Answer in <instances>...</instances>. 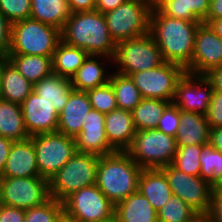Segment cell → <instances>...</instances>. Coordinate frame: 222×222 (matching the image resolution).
Instances as JSON below:
<instances>
[{
	"instance_id": "ffe728a7",
	"label": "cell",
	"mask_w": 222,
	"mask_h": 222,
	"mask_svg": "<svg viewBox=\"0 0 222 222\" xmlns=\"http://www.w3.org/2000/svg\"><path fill=\"white\" fill-rule=\"evenodd\" d=\"M105 131L108 143L115 151H126L136 134L132 112L116 108L105 114Z\"/></svg>"
},
{
	"instance_id": "ba28073f",
	"label": "cell",
	"mask_w": 222,
	"mask_h": 222,
	"mask_svg": "<svg viewBox=\"0 0 222 222\" xmlns=\"http://www.w3.org/2000/svg\"><path fill=\"white\" fill-rule=\"evenodd\" d=\"M112 60L119 65L117 73L128 76L164 63L161 51L149 32L116 43Z\"/></svg>"
},
{
	"instance_id": "2e32d148",
	"label": "cell",
	"mask_w": 222,
	"mask_h": 222,
	"mask_svg": "<svg viewBox=\"0 0 222 222\" xmlns=\"http://www.w3.org/2000/svg\"><path fill=\"white\" fill-rule=\"evenodd\" d=\"M26 130L30 137L57 132L59 112L34 91L21 104Z\"/></svg>"
},
{
	"instance_id": "9c48e42d",
	"label": "cell",
	"mask_w": 222,
	"mask_h": 222,
	"mask_svg": "<svg viewBox=\"0 0 222 222\" xmlns=\"http://www.w3.org/2000/svg\"><path fill=\"white\" fill-rule=\"evenodd\" d=\"M36 151L40 177L52 178L76 153V140L60 132L37 134L31 137Z\"/></svg>"
},
{
	"instance_id": "5bb4252c",
	"label": "cell",
	"mask_w": 222,
	"mask_h": 222,
	"mask_svg": "<svg viewBox=\"0 0 222 222\" xmlns=\"http://www.w3.org/2000/svg\"><path fill=\"white\" fill-rule=\"evenodd\" d=\"M213 92L203 75L185 73L176 85L172 103L182 111L205 115Z\"/></svg>"
},
{
	"instance_id": "ab89813d",
	"label": "cell",
	"mask_w": 222,
	"mask_h": 222,
	"mask_svg": "<svg viewBox=\"0 0 222 222\" xmlns=\"http://www.w3.org/2000/svg\"><path fill=\"white\" fill-rule=\"evenodd\" d=\"M180 126V109L170 103L159 119L157 129L163 133L176 137Z\"/></svg>"
},
{
	"instance_id": "60d3db41",
	"label": "cell",
	"mask_w": 222,
	"mask_h": 222,
	"mask_svg": "<svg viewBox=\"0 0 222 222\" xmlns=\"http://www.w3.org/2000/svg\"><path fill=\"white\" fill-rule=\"evenodd\" d=\"M210 128L222 126V92L214 91L205 114Z\"/></svg>"
},
{
	"instance_id": "7402d4cb",
	"label": "cell",
	"mask_w": 222,
	"mask_h": 222,
	"mask_svg": "<svg viewBox=\"0 0 222 222\" xmlns=\"http://www.w3.org/2000/svg\"><path fill=\"white\" fill-rule=\"evenodd\" d=\"M138 191L147 198L156 211H159L173 195L167 177L160 168L143 169Z\"/></svg>"
},
{
	"instance_id": "e575fe53",
	"label": "cell",
	"mask_w": 222,
	"mask_h": 222,
	"mask_svg": "<svg viewBox=\"0 0 222 222\" xmlns=\"http://www.w3.org/2000/svg\"><path fill=\"white\" fill-rule=\"evenodd\" d=\"M158 222H194L200 215L178 196L171 198L159 209Z\"/></svg>"
},
{
	"instance_id": "7bdbcfd3",
	"label": "cell",
	"mask_w": 222,
	"mask_h": 222,
	"mask_svg": "<svg viewBox=\"0 0 222 222\" xmlns=\"http://www.w3.org/2000/svg\"><path fill=\"white\" fill-rule=\"evenodd\" d=\"M206 217L211 222H222V187H214L211 208Z\"/></svg>"
},
{
	"instance_id": "d6986e66",
	"label": "cell",
	"mask_w": 222,
	"mask_h": 222,
	"mask_svg": "<svg viewBox=\"0 0 222 222\" xmlns=\"http://www.w3.org/2000/svg\"><path fill=\"white\" fill-rule=\"evenodd\" d=\"M91 109L87 92L73 90L67 104L59 112L57 131L75 138L81 132L84 119Z\"/></svg>"
},
{
	"instance_id": "f5cc1de1",
	"label": "cell",
	"mask_w": 222,
	"mask_h": 222,
	"mask_svg": "<svg viewBox=\"0 0 222 222\" xmlns=\"http://www.w3.org/2000/svg\"><path fill=\"white\" fill-rule=\"evenodd\" d=\"M56 222H77L74 218H72L70 215L65 213L64 211L59 215Z\"/></svg>"
},
{
	"instance_id": "ee69618b",
	"label": "cell",
	"mask_w": 222,
	"mask_h": 222,
	"mask_svg": "<svg viewBox=\"0 0 222 222\" xmlns=\"http://www.w3.org/2000/svg\"><path fill=\"white\" fill-rule=\"evenodd\" d=\"M0 222H25V210L0 203Z\"/></svg>"
},
{
	"instance_id": "d590c367",
	"label": "cell",
	"mask_w": 222,
	"mask_h": 222,
	"mask_svg": "<svg viewBox=\"0 0 222 222\" xmlns=\"http://www.w3.org/2000/svg\"><path fill=\"white\" fill-rule=\"evenodd\" d=\"M205 145L177 146V152L173 161V166L179 171L193 176H199L201 163L199 155Z\"/></svg>"
},
{
	"instance_id": "484cf974",
	"label": "cell",
	"mask_w": 222,
	"mask_h": 222,
	"mask_svg": "<svg viewBox=\"0 0 222 222\" xmlns=\"http://www.w3.org/2000/svg\"><path fill=\"white\" fill-rule=\"evenodd\" d=\"M72 88L71 79L52 74L35 85L33 91L60 112L67 104Z\"/></svg>"
},
{
	"instance_id": "9f6ffc18",
	"label": "cell",
	"mask_w": 222,
	"mask_h": 222,
	"mask_svg": "<svg viewBox=\"0 0 222 222\" xmlns=\"http://www.w3.org/2000/svg\"><path fill=\"white\" fill-rule=\"evenodd\" d=\"M194 222H204V216H200L196 221Z\"/></svg>"
},
{
	"instance_id": "603a6c76",
	"label": "cell",
	"mask_w": 222,
	"mask_h": 222,
	"mask_svg": "<svg viewBox=\"0 0 222 222\" xmlns=\"http://www.w3.org/2000/svg\"><path fill=\"white\" fill-rule=\"evenodd\" d=\"M210 126L206 116L180 110V126L175 137L177 146L206 145Z\"/></svg>"
},
{
	"instance_id": "816d5d0a",
	"label": "cell",
	"mask_w": 222,
	"mask_h": 222,
	"mask_svg": "<svg viewBox=\"0 0 222 222\" xmlns=\"http://www.w3.org/2000/svg\"><path fill=\"white\" fill-rule=\"evenodd\" d=\"M207 24L220 38H222V18L210 20Z\"/></svg>"
},
{
	"instance_id": "ac0fdd59",
	"label": "cell",
	"mask_w": 222,
	"mask_h": 222,
	"mask_svg": "<svg viewBox=\"0 0 222 222\" xmlns=\"http://www.w3.org/2000/svg\"><path fill=\"white\" fill-rule=\"evenodd\" d=\"M1 176L2 178L40 176L31 137L13 142Z\"/></svg>"
},
{
	"instance_id": "7c38bea8",
	"label": "cell",
	"mask_w": 222,
	"mask_h": 222,
	"mask_svg": "<svg viewBox=\"0 0 222 222\" xmlns=\"http://www.w3.org/2000/svg\"><path fill=\"white\" fill-rule=\"evenodd\" d=\"M160 169L167 177L173 195L186 202L200 216L208 215L214 189L208 181L179 171L172 164Z\"/></svg>"
},
{
	"instance_id": "f35d334b",
	"label": "cell",
	"mask_w": 222,
	"mask_h": 222,
	"mask_svg": "<svg viewBox=\"0 0 222 222\" xmlns=\"http://www.w3.org/2000/svg\"><path fill=\"white\" fill-rule=\"evenodd\" d=\"M0 13L11 23L30 18L31 0H0Z\"/></svg>"
},
{
	"instance_id": "e0dca14e",
	"label": "cell",
	"mask_w": 222,
	"mask_h": 222,
	"mask_svg": "<svg viewBox=\"0 0 222 222\" xmlns=\"http://www.w3.org/2000/svg\"><path fill=\"white\" fill-rule=\"evenodd\" d=\"M77 152L105 156L116 152L108 143L105 114L91 109L84 119L81 132L75 137Z\"/></svg>"
},
{
	"instance_id": "6f0895ef",
	"label": "cell",
	"mask_w": 222,
	"mask_h": 222,
	"mask_svg": "<svg viewBox=\"0 0 222 222\" xmlns=\"http://www.w3.org/2000/svg\"><path fill=\"white\" fill-rule=\"evenodd\" d=\"M204 222H211V221H209L208 218L204 216Z\"/></svg>"
},
{
	"instance_id": "30bf717a",
	"label": "cell",
	"mask_w": 222,
	"mask_h": 222,
	"mask_svg": "<svg viewBox=\"0 0 222 222\" xmlns=\"http://www.w3.org/2000/svg\"><path fill=\"white\" fill-rule=\"evenodd\" d=\"M63 211L77 222H105L114 216L115 205L96 184L81 188L63 201Z\"/></svg>"
},
{
	"instance_id": "b9f144b4",
	"label": "cell",
	"mask_w": 222,
	"mask_h": 222,
	"mask_svg": "<svg viewBox=\"0 0 222 222\" xmlns=\"http://www.w3.org/2000/svg\"><path fill=\"white\" fill-rule=\"evenodd\" d=\"M11 47V22L0 13V59L7 58Z\"/></svg>"
},
{
	"instance_id": "7a4b0ae2",
	"label": "cell",
	"mask_w": 222,
	"mask_h": 222,
	"mask_svg": "<svg viewBox=\"0 0 222 222\" xmlns=\"http://www.w3.org/2000/svg\"><path fill=\"white\" fill-rule=\"evenodd\" d=\"M61 40L85 50L89 55H103L111 59L116 47L105 15L97 10L72 13L61 30Z\"/></svg>"
},
{
	"instance_id": "8992f818",
	"label": "cell",
	"mask_w": 222,
	"mask_h": 222,
	"mask_svg": "<svg viewBox=\"0 0 222 222\" xmlns=\"http://www.w3.org/2000/svg\"><path fill=\"white\" fill-rule=\"evenodd\" d=\"M141 168L154 169L173 164L177 152L175 137L158 129L136 131L125 151Z\"/></svg>"
},
{
	"instance_id": "5b68a950",
	"label": "cell",
	"mask_w": 222,
	"mask_h": 222,
	"mask_svg": "<svg viewBox=\"0 0 222 222\" xmlns=\"http://www.w3.org/2000/svg\"><path fill=\"white\" fill-rule=\"evenodd\" d=\"M99 156L77 152L49 180L50 197L62 202L81 188L96 184Z\"/></svg>"
},
{
	"instance_id": "277c9868",
	"label": "cell",
	"mask_w": 222,
	"mask_h": 222,
	"mask_svg": "<svg viewBox=\"0 0 222 222\" xmlns=\"http://www.w3.org/2000/svg\"><path fill=\"white\" fill-rule=\"evenodd\" d=\"M61 41V30L27 18L11 23V47L8 54L53 57Z\"/></svg>"
},
{
	"instance_id": "d4e9b609",
	"label": "cell",
	"mask_w": 222,
	"mask_h": 222,
	"mask_svg": "<svg viewBox=\"0 0 222 222\" xmlns=\"http://www.w3.org/2000/svg\"><path fill=\"white\" fill-rule=\"evenodd\" d=\"M98 58L110 59L103 55H89L71 78L74 90L87 92L110 81L111 74H106L107 69L100 63L101 61H98Z\"/></svg>"
},
{
	"instance_id": "f1b7e54d",
	"label": "cell",
	"mask_w": 222,
	"mask_h": 222,
	"mask_svg": "<svg viewBox=\"0 0 222 222\" xmlns=\"http://www.w3.org/2000/svg\"><path fill=\"white\" fill-rule=\"evenodd\" d=\"M7 59L33 85L53 74L52 57L8 54Z\"/></svg>"
},
{
	"instance_id": "cb8c5ba5",
	"label": "cell",
	"mask_w": 222,
	"mask_h": 222,
	"mask_svg": "<svg viewBox=\"0 0 222 222\" xmlns=\"http://www.w3.org/2000/svg\"><path fill=\"white\" fill-rule=\"evenodd\" d=\"M114 215L121 222H158V212L139 191L117 203Z\"/></svg>"
},
{
	"instance_id": "4fadbf2b",
	"label": "cell",
	"mask_w": 222,
	"mask_h": 222,
	"mask_svg": "<svg viewBox=\"0 0 222 222\" xmlns=\"http://www.w3.org/2000/svg\"><path fill=\"white\" fill-rule=\"evenodd\" d=\"M186 73L180 65L164 62L160 66L129 75L142 98L167 100L172 103L178 81Z\"/></svg>"
},
{
	"instance_id": "4dcf8cb0",
	"label": "cell",
	"mask_w": 222,
	"mask_h": 222,
	"mask_svg": "<svg viewBox=\"0 0 222 222\" xmlns=\"http://www.w3.org/2000/svg\"><path fill=\"white\" fill-rule=\"evenodd\" d=\"M89 54L78 47L65 44L62 40L53 53V74L71 79Z\"/></svg>"
},
{
	"instance_id": "f6af8a7d",
	"label": "cell",
	"mask_w": 222,
	"mask_h": 222,
	"mask_svg": "<svg viewBox=\"0 0 222 222\" xmlns=\"http://www.w3.org/2000/svg\"><path fill=\"white\" fill-rule=\"evenodd\" d=\"M214 91L222 92V65L214 67L203 74Z\"/></svg>"
},
{
	"instance_id": "9a60e30c",
	"label": "cell",
	"mask_w": 222,
	"mask_h": 222,
	"mask_svg": "<svg viewBox=\"0 0 222 222\" xmlns=\"http://www.w3.org/2000/svg\"><path fill=\"white\" fill-rule=\"evenodd\" d=\"M222 65V38L208 24L201 23L195 34L191 74L203 75Z\"/></svg>"
},
{
	"instance_id": "8d00e7d4",
	"label": "cell",
	"mask_w": 222,
	"mask_h": 222,
	"mask_svg": "<svg viewBox=\"0 0 222 222\" xmlns=\"http://www.w3.org/2000/svg\"><path fill=\"white\" fill-rule=\"evenodd\" d=\"M87 94L89 96L92 109L107 114L118 108L115 92L110 82L88 90Z\"/></svg>"
},
{
	"instance_id": "680465c9",
	"label": "cell",
	"mask_w": 222,
	"mask_h": 222,
	"mask_svg": "<svg viewBox=\"0 0 222 222\" xmlns=\"http://www.w3.org/2000/svg\"><path fill=\"white\" fill-rule=\"evenodd\" d=\"M0 99H2L1 98V78H0Z\"/></svg>"
},
{
	"instance_id": "44dd1931",
	"label": "cell",
	"mask_w": 222,
	"mask_h": 222,
	"mask_svg": "<svg viewBox=\"0 0 222 222\" xmlns=\"http://www.w3.org/2000/svg\"><path fill=\"white\" fill-rule=\"evenodd\" d=\"M1 98L21 105L32 93L31 84L7 59H0Z\"/></svg>"
},
{
	"instance_id": "74e56055",
	"label": "cell",
	"mask_w": 222,
	"mask_h": 222,
	"mask_svg": "<svg viewBox=\"0 0 222 222\" xmlns=\"http://www.w3.org/2000/svg\"><path fill=\"white\" fill-rule=\"evenodd\" d=\"M62 212V202L50 198L40 206L25 210V222H56Z\"/></svg>"
},
{
	"instance_id": "681fc988",
	"label": "cell",
	"mask_w": 222,
	"mask_h": 222,
	"mask_svg": "<svg viewBox=\"0 0 222 222\" xmlns=\"http://www.w3.org/2000/svg\"><path fill=\"white\" fill-rule=\"evenodd\" d=\"M218 18H222V0H210L209 11L203 23L207 24L210 20Z\"/></svg>"
},
{
	"instance_id": "6da1fadb",
	"label": "cell",
	"mask_w": 222,
	"mask_h": 222,
	"mask_svg": "<svg viewBox=\"0 0 222 222\" xmlns=\"http://www.w3.org/2000/svg\"><path fill=\"white\" fill-rule=\"evenodd\" d=\"M201 21H188L163 15L152 9L149 33L161 51L164 62L180 65L191 74L195 34Z\"/></svg>"
},
{
	"instance_id": "f546056e",
	"label": "cell",
	"mask_w": 222,
	"mask_h": 222,
	"mask_svg": "<svg viewBox=\"0 0 222 222\" xmlns=\"http://www.w3.org/2000/svg\"><path fill=\"white\" fill-rule=\"evenodd\" d=\"M0 136L13 141L29 138L21 105L0 99Z\"/></svg>"
},
{
	"instance_id": "83f0119b",
	"label": "cell",
	"mask_w": 222,
	"mask_h": 222,
	"mask_svg": "<svg viewBox=\"0 0 222 222\" xmlns=\"http://www.w3.org/2000/svg\"><path fill=\"white\" fill-rule=\"evenodd\" d=\"M209 7L210 0H165L156 8L168 17L204 22Z\"/></svg>"
},
{
	"instance_id": "7dc6e473",
	"label": "cell",
	"mask_w": 222,
	"mask_h": 222,
	"mask_svg": "<svg viewBox=\"0 0 222 222\" xmlns=\"http://www.w3.org/2000/svg\"><path fill=\"white\" fill-rule=\"evenodd\" d=\"M13 140L0 136V174H2Z\"/></svg>"
},
{
	"instance_id": "db71d44e",
	"label": "cell",
	"mask_w": 222,
	"mask_h": 222,
	"mask_svg": "<svg viewBox=\"0 0 222 222\" xmlns=\"http://www.w3.org/2000/svg\"><path fill=\"white\" fill-rule=\"evenodd\" d=\"M147 1L151 5V7L154 9L165 0H147Z\"/></svg>"
},
{
	"instance_id": "d6a6232c",
	"label": "cell",
	"mask_w": 222,
	"mask_h": 222,
	"mask_svg": "<svg viewBox=\"0 0 222 222\" xmlns=\"http://www.w3.org/2000/svg\"><path fill=\"white\" fill-rule=\"evenodd\" d=\"M109 82L115 92L118 108L132 111L142 100L140 91L130 76L111 72Z\"/></svg>"
},
{
	"instance_id": "3957f363",
	"label": "cell",
	"mask_w": 222,
	"mask_h": 222,
	"mask_svg": "<svg viewBox=\"0 0 222 222\" xmlns=\"http://www.w3.org/2000/svg\"><path fill=\"white\" fill-rule=\"evenodd\" d=\"M141 168L125 151L100 156L96 186L116 205L138 191Z\"/></svg>"
},
{
	"instance_id": "f907efd6",
	"label": "cell",
	"mask_w": 222,
	"mask_h": 222,
	"mask_svg": "<svg viewBox=\"0 0 222 222\" xmlns=\"http://www.w3.org/2000/svg\"><path fill=\"white\" fill-rule=\"evenodd\" d=\"M209 144L213 148L222 152V126L216 128H210Z\"/></svg>"
},
{
	"instance_id": "836d02e7",
	"label": "cell",
	"mask_w": 222,
	"mask_h": 222,
	"mask_svg": "<svg viewBox=\"0 0 222 222\" xmlns=\"http://www.w3.org/2000/svg\"><path fill=\"white\" fill-rule=\"evenodd\" d=\"M199 161L201 163L199 176L213 187H217L222 182V152L208 143L203 147Z\"/></svg>"
},
{
	"instance_id": "11a10c76",
	"label": "cell",
	"mask_w": 222,
	"mask_h": 222,
	"mask_svg": "<svg viewBox=\"0 0 222 222\" xmlns=\"http://www.w3.org/2000/svg\"><path fill=\"white\" fill-rule=\"evenodd\" d=\"M105 222H121V221L114 215L111 219H109Z\"/></svg>"
},
{
	"instance_id": "8fae6325",
	"label": "cell",
	"mask_w": 222,
	"mask_h": 222,
	"mask_svg": "<svg viewBox=\"0 0 222 222\" xmlns=\"http://www.w3.org/2000/svg\"><path fill=\"white\" fill-rule=\"evenodd\" d=\"M49 181L40 176L2 178L0 203L27 210L50 199Z\"/></svg>"
},
{
	"instance_id": "c3c4849f",
	"label": "cell",
	"mask_w": 222,
	"mask_h": 222,
	"mask_svg": "<svg viewBox=\"0 0 222 222\" xmlns=\"http://www.w3.org/2000/svg\"><path fill=\"white\" fill-rule=\"evenodd\" d=\"M127 0H96L95 10L105 14L115 8L119 7L121 4L125 3Z\"/></svg>"
},
{
	"instance_id": "bcb514c9",
	"label": "cell",
	"mask_w": 222,
	"mask_h": 222,
	"mask_svg": "<svg viewBox=\"0 0 222 222\" xmlns=\"http://www.w3.org/2000/svg\"><path fill=\"white\" fill-rule=\"evenodd\" d=\"M72 13L95 10L96 0H68Z\"/></svg>"
},
{
	"instance_id": "52a82bcc",
	"label": "cell",
	"mask_w": 222,
	"mask_h": 222,
	"mask_svg": "<svg viewBox=\"0 0 222 222\" xmlns=\"http://www.w3.org/2000/svg\"><path fill=\"white\" fill-rule=\"evenodd\" d=\"M152 7L147 0H127L105 13L109 34L115 43L149 32Z\"/></svg>"
},
{
	"instance_id": "1f68e13d",
	"label": "cell",
	"mask_w": 222,
	"mask_h": 222,
	"mask_svg": "<svg viewBox=\"0 0 222 222\" xmlns=\"http://www.w3.org/2000/svg\"><path fill=\"white\" fill-rule=\"evenodd\" d=\"M170 103L167 100L142 98L131 111L136 131L157 129L159 119Z\"/></svg>"
},
{
	"instance_id": "4316f807",
	"label": "cell",
	"mask_w": 222,
	"mask_h": 222,
	"mask_svg": "<svg viewBox=\"0 0 222 222\" xmlns=\"http://www.w3.org/2000/svg\"><path fill=\"white\" fill-rule=\"evenodd\" d=\"M72 16L68 0H31L30 18L62 30Z\"/></svg>"
}]
</instances>
